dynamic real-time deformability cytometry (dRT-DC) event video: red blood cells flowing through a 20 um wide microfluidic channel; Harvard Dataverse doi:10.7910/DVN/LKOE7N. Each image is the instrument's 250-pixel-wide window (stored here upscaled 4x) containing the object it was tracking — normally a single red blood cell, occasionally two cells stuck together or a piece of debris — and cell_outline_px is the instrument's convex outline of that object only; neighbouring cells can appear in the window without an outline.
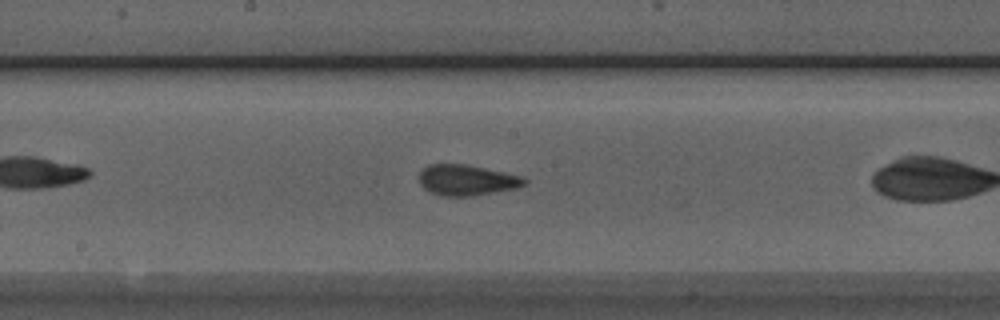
{"species": "Egyptian fruit bat (a non-hibernating species)", "species_latin": "Rousettus aegyptiacus", "temperature_condition": "room temperature", "stored_images_in_passage": 38, "camera_frame_rate_fps": 3000, "um_per_image_px": 0.085, "animal": {"sex": "male"}, "frame": {"image": 1, "passage_image": 12, "time_ms": 3.667, "image_size_px": [1000, 320], "cell_outline_px": [[528, 184], [516, 188], [468, 196], [440, 196], [424, 188], [420, 184], [420, 172], [428, 164], [468, 164], [524, 176], [528, 180]], "centroid_in_image_um": [39.72, 15.29], "position_along_channel_um": 208.5, "area_um2": 18.9}, "authors_computed_cell_mechanics": {"area_um2": 18.2937, "velocity_mm_per_s": 3.9192, "shape_relaxation_time_tau1_ms": 5.3883, "shape_relaxation_time_tau2_ms": 2.3949, "deformation_change_tau1": 0.1082, "deformation_change_tau2": 0.0534}}